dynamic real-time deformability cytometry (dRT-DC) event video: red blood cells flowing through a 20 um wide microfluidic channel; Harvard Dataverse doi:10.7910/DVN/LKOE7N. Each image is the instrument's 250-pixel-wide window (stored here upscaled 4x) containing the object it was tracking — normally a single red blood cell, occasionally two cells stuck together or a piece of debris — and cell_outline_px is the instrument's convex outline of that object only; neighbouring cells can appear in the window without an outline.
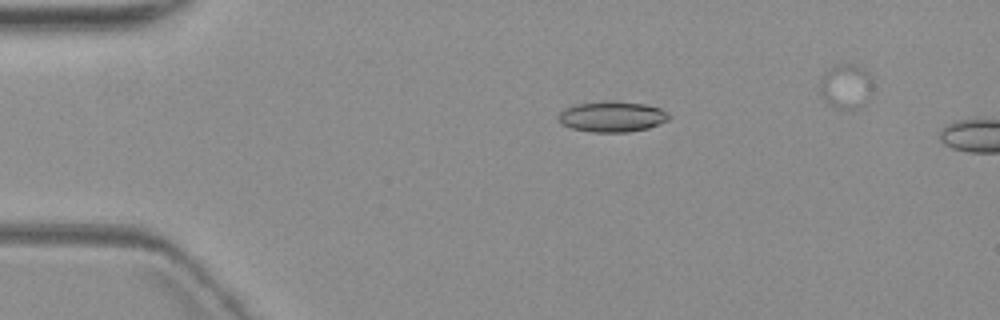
{"species": "common noctule bat (a hibernating species)", "species_latin": "Nyctalus noctula", "temperature_condition": "warm", "stored_images_in_passage": 3, "camera_frame_rate_fps": 3000, "um_per_image_px": 0.085, "animal": {"sex": "female", "body_mass_g": 19.3, "forearm_length_mm": 54.1}, "frame": {"image": 1, "passage_image": 2, "time_ms": 2.0, "image_size_px": [1000, 320], "cell_outline_px": [[672, 116], [668, 120], [648, 128], [628, 132], [592, 132], [572, 128], [560, 124], [556, 116], [564, 108], [576, 104], [604, 100], [616, 100], [644, 104], [660, 108], [668, 112]], "centroid_in_image_um": [52.01, 9.9], "position_along_channel_um": 33.0, "area_um2": 20.11}}